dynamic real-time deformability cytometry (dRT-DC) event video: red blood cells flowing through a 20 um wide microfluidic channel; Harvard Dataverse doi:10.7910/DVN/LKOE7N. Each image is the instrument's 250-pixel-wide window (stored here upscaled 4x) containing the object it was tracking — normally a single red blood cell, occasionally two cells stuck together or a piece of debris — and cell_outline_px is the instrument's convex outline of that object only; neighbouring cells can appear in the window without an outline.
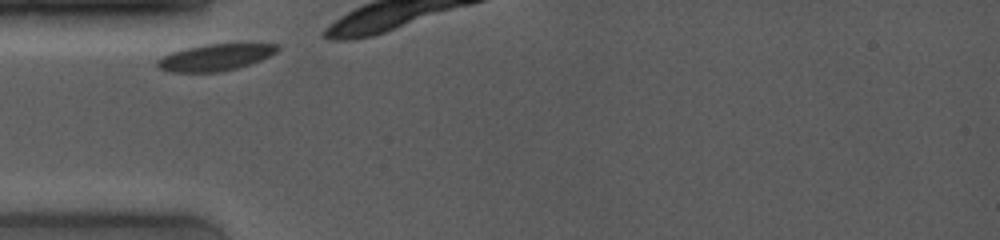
{"species": "common noctule bat (a hibernating species)", "species_latin": "Nyctalus noctula", "temperature_condition": "room temperature", "stored_images_in_passage": 5, "camera_frame_rate_fps": 4000, "um_per_image_px": 0.085, "animal": {"sex": "female", "body_mass_g": 19.0, "forearm_length_mm": 53.3}, "frame": {"image": 1, "passage_image": 1, "time_ms": 0.0, "image_size_px": [1000, 240], "cell_outline_px": [[280, 48], [276, 52], [260, 60], [236, 68], [220, 72], [168, 72], [156, 68], [156, 60], [172, 52], [184, 48], [204, 44], [280, 44]], "centroid_in_image_um": [18.24, 4.88], "position_along_channel_um": 66.8, "area_um2": 18.61}}